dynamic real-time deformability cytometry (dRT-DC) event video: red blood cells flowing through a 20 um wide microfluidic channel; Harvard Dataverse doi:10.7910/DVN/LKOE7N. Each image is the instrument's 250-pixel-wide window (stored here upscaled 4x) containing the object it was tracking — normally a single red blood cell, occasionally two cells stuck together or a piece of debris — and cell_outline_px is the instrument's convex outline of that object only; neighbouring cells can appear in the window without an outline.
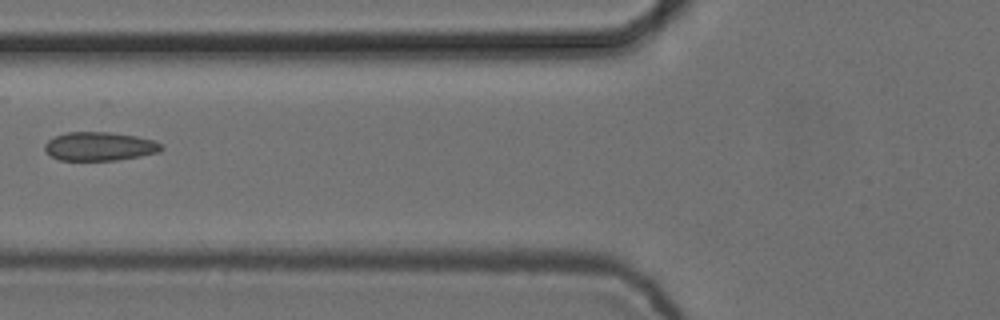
{"species": "common noctule bat (a hibernating species)", "species_latin": "Nyctalus noctula", "temperature_condition": "cold", "stored_images_in_passage": 7, "camera_frame_rate_fps": 3000, "um_per_image_px": 0.085, "animal": {"sex": "female", "body_mass_g": 24.6, "forearm_length_mm": 56.2}, "frame": {"image": 1, "passage_image": 6, "time_ms": 1.667, "image_size_px": [1000, 320], "cell_outline_px": [[164, 148], [160, 152], [140, 156], [116, 160], [60, 160], [52, 156], [44, 148], [44, 144], [48, 140], [56, 136], [68, 132], [108, 132], [136, 136], [152, 140], [164, 144]], "centroid_in_image_um": [8.5, 12.44], "position_along_channel_um": 117.3, "area_um2": 19.42}}
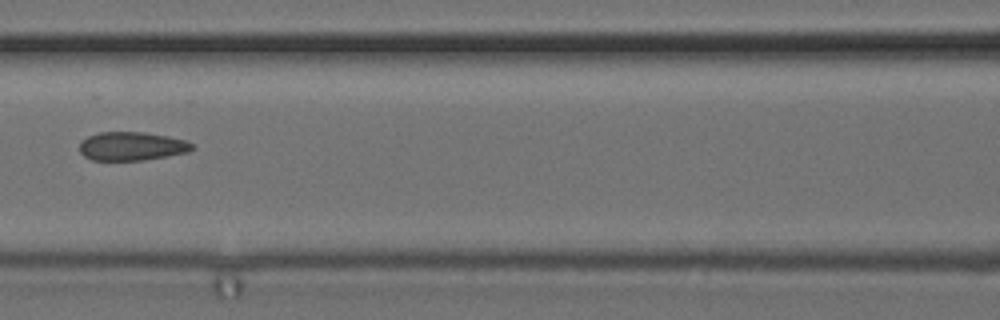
{"frame": {"image": 2, "passage_image": 7, "time_ms": 2.0, "image_size_px": [1000, 320], "cell_outline_px": [[196, 148], [188, 152], [168, 156], [144, 160], [92, 160], [84, 156], [80, 152], [80, 144], [88, 136], [100, 132], [144, 132], [168, 136], [184, 140], [192, 144]], "centroid_in_image_um": [11.22, 12.43], "position_along_channel_um": 155.4, "area_um2": 18.73}}